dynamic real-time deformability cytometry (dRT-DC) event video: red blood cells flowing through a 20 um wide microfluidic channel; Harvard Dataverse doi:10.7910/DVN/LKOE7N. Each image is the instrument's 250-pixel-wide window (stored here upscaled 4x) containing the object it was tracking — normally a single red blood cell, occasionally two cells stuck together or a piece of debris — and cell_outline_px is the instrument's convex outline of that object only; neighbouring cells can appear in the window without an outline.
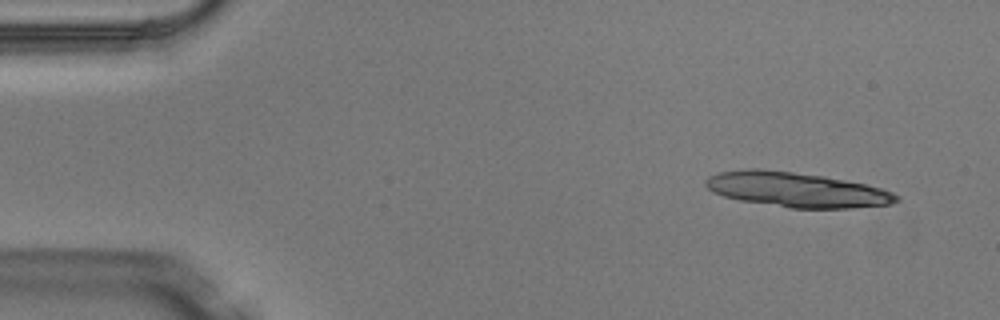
{"species": "Egyptian fruit bat (a non-hibernating species)", "species_latin": "Rousettus aegyptiacus", "temperature_condition": "warm", "stored_images_in_passage": 4, "camera_frame_rate_fps": 3000, "um_per_image_px": 0.085, "animal": {"sex": "male"}, "frame": {"image": 1, "passage_image": 1, "time_ms": 0.0, "image_size_px": [1000, 320], "cell_outline_px": [[900, 200], [888, 204], [852, 208], [792, 208], [740, 200], [724, 196], [708, 188], [704, 184], [704, 180], [708, 176], [720, 172], [744, 168], [760, 168], [824, 176], [864, 184], [880, 188], [892, 192], [900, 196]], "centroid_in_image_um": [67.68, 16.11], "position_along_channel_um": 17.3, "area_um2": 38.49}}
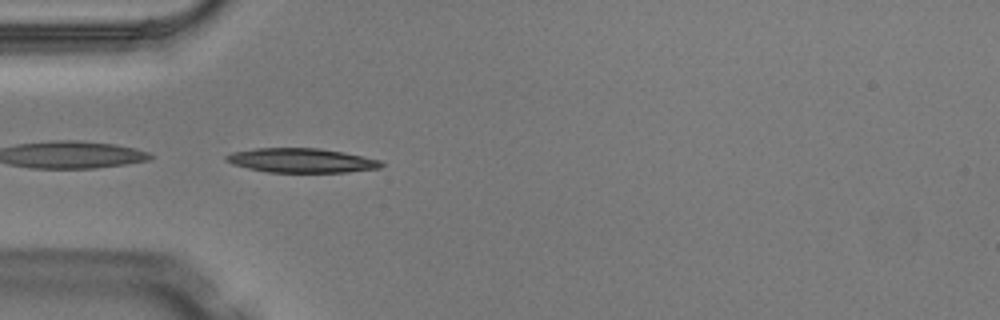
{"frame": {"image": 2, "passage_image": 4, "time_ms": 1.0, "image_size_px": [1000, 320], "cell_outline_px": [[384, 164], [380, 168], [348, 172], [268, 172], [248, 168], [232, 164], [224, 160], [224, 156], [232, 152], [256, 148], [320, 148], [344, 152], [380, 160]], "centroid_in_image_um": [25.6, 13.63], "position_along_channel_um": 59.4, "area_um2": 22.02}}